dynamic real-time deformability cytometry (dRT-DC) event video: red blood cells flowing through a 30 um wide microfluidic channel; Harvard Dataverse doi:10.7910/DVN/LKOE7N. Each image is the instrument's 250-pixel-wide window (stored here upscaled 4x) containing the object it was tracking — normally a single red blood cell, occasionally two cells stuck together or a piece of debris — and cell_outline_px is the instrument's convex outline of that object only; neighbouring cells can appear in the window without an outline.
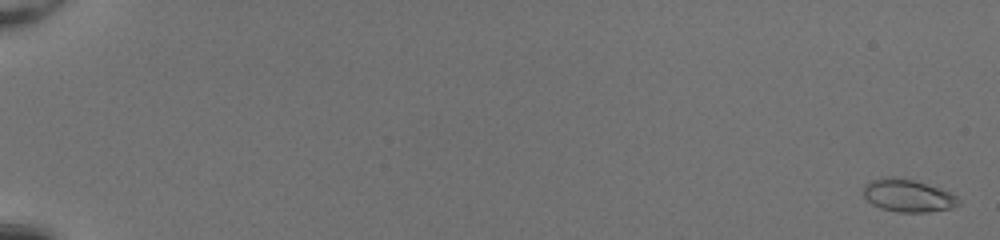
{"species": "common noctule bat (a hibernating species)", "species_latin": "Nyctalus noctula", "temperature_condition": "room temperature", "stored_images_in_passage": 54, "camera_frame_rate_fps": 3000, "um_per_image_px": 0.085, "animal": {"sex": "female", "body_mass_g": 20.0, "forearm_length_mm": 54.0}, "frame": {"image": 1, "passage_image": 2, "time_ms": 0.333, "image_size_px": [1000, 240], "cell_outline_px": [[960, 204], [952, 208], [928, 212], [900, 212], [880, 208], [872, 204], [864, 196], [864, 184], [872, 180], [884, 176], [904, 176], [940, 188], [956, 196], [960, 200]], "centroid_in_image_um": [77.17, 16.6], "position_along_channel_um": 7.8, "area_um2": 18.38}}
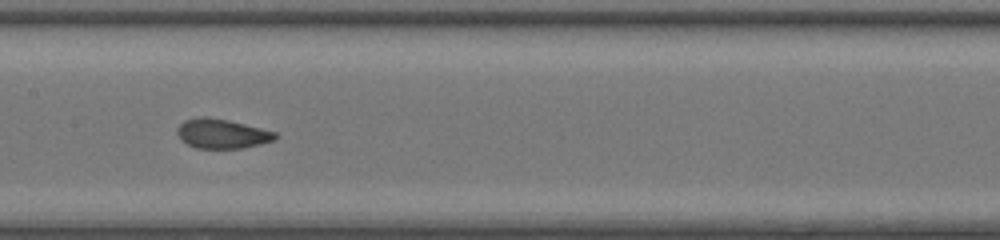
{"frame": {"image": 2, "passage_image": 31, "time_ms": 10.0, "image_size_px": [1000, 240], "cell_outline_px": [[280, 136], [276, 140], [260, 144], [240, 148], [196, 148], [180, 140], [176, 132], [176, 128], [184, 120], [200, 116], [208, 116], [228, 120], [276, 132]], "centroid_in_image_um": [18.85, 11.35], "position_along_channel_um": 188.5, "area_um2": 16.99}}
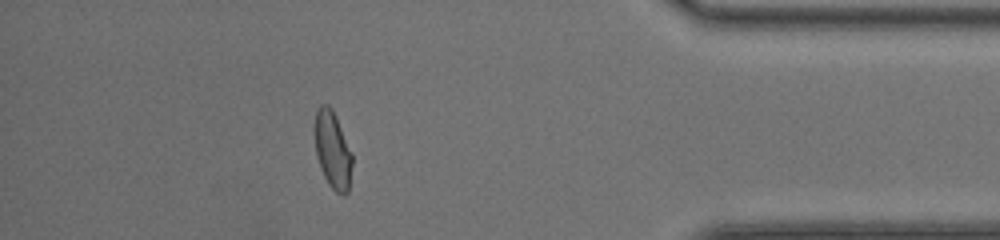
{"frame": {"image": 3, "passage_image": 49, "time_ms": 16.0, "image_size_px": [1000, 240], "cell_outline_px": [[352, 164], [348, 192], [344, 196], [336, 192], [328, 184], [320, 168], [316, 156], [312, 128], [316, 108], [320, 104], [328, 104], [332, 108], [336, 116], [352, 152]], "centroid_in_image_um": [28.23, 12.69], "position_along_channel_um": 407.0, "area_um2": 17.51}, "authors_computed_cell_mechanics": {"area_um2": 17.0799, "velocity_mm_per_s": 4.1639, "shape_relaxation_time_tau1_ms": 6.0142, "shape_relaxation_time_tau2_ms": null, "deformation_change_tau1": 0.2145, "deformation_change_tau2": null}}